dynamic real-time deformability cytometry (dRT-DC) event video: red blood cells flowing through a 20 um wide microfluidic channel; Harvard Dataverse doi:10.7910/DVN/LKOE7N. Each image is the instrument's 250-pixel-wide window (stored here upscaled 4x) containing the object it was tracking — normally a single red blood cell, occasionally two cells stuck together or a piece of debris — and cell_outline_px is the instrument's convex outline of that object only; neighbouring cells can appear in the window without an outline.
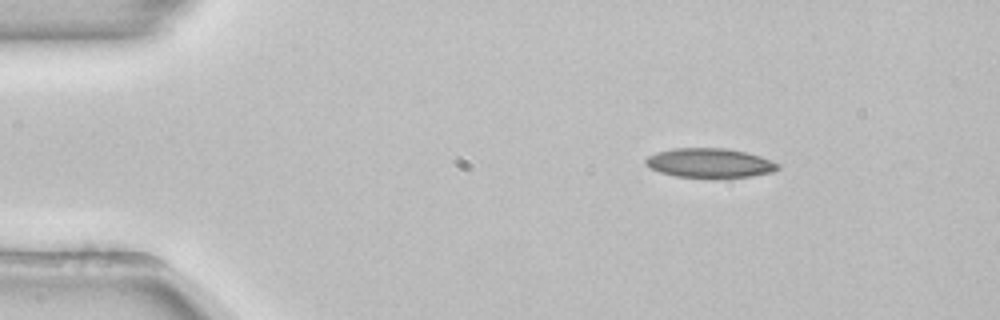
{"species": "common noctule bat (a hibernating species)", "species_latin": "Nyctalus noctula", "temperature_condition": "room temperature", "stored_images_in_passage": 46, "camera_frame_rate_fps": 3000, "um_per_image_px": 0.085, "animal": {"sex": "female", "body_mass_g": 22.7, "forearm_length_mm": 54.2}, "frame": {"image": 1, "passage_image": 1, "time_ms": 0.0, "image_size_px": [1000, 320], "cell_outline_px": [[780, 168], [772, 172], [752, 176], [676, 176], [660, 172], [644, 164], [644, 160], [648, 156], [656, 152], [672, 148], [724, 148], [744, 152], [760, 156], [780, 164]], "centroid_in_image_um": [60.3, 13.83], "position_along_channel_um": 24.7, "area_um2": 22.14}}
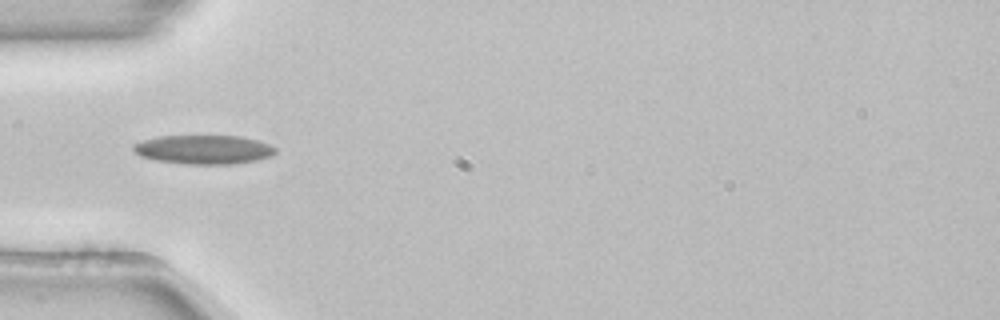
{"frame": {"image": 2, "passage_image": 10, "time_ms": 3.0, "image_size_px": [1000, 320], "cell_outline_px": [[276, 152], [272, 156], [256, 160], [232, 164], [184, 164], [156, 160], [140, 156], [132, 148], [132, 144], [144, 140], [160, 136], [240, 136], [256, 140], [268, 144], [276, 148]], "centroid_in_image_um": [17.31, 12.71], "position_along_channel_um": 67.7, "area_um2": 23.93}}
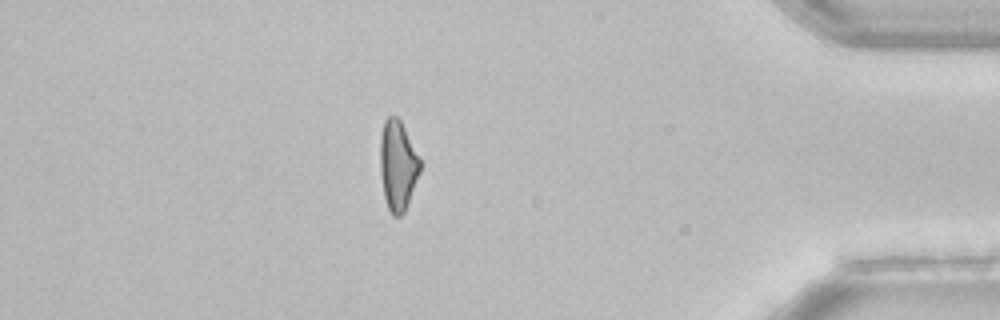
{"frame": {"image": 3, "passage_image": 39, "time_ms": 12.667, "image_size_px": [1000, 320], "cell_outline_px": [[420, 172], [408, 204], [404, 212], [400, 216], [392, 216], [388, 208], [384, 196], [380, 172], [380, 136], [384, 120], [388, 116], [396, 116], [400, 120], [420, 160]], "centroid_in_image_um": [33.79, 14.08], "position_along_channel_um": 401.4, "area_um2": 20.81}}